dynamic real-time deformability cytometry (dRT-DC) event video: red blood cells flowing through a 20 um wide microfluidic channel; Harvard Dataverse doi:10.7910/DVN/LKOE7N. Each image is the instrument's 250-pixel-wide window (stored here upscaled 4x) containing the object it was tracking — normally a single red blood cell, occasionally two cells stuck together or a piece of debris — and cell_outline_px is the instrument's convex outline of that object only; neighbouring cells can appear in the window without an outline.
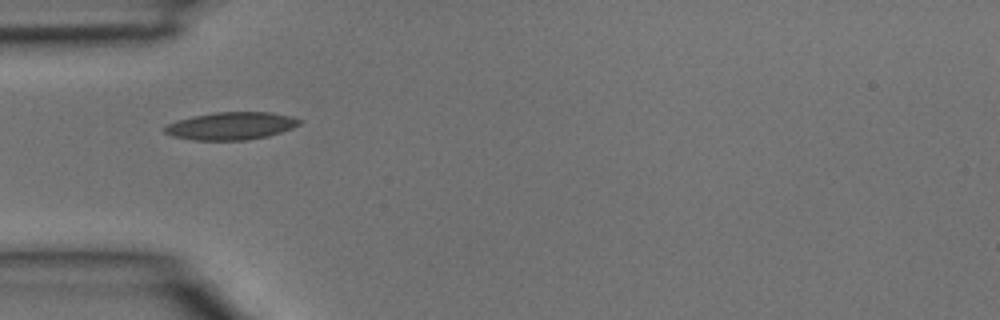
{"species": "common noctule bat (a hibernating species)", "species_latin": "Nyctalus noctula", "temperature_condition": "room temperature", "stored_images_in_passage": 3, "camera_frame_rate_fps": 3000, "um_per_image_px": 0.085, "animal": {"sex": "male", "body_mass_g": 15.6}, "frame": {"image": 1, "passage_image": 1, "time_ms": 0.0, "image_size_px": [1000, 320], "cell_outline_px": [[304, 120], [300, 124], [292, 128], [268, 136], [248, 140], [192, 140], [172, 136], [164, 132], [164, 128], [168, 124], [176, 120], [192, 116], [212, 112], [268, 112], [292, 116]], "centroid_in_image_um": [19.64, 10.7], "position_along_channel_um": 65.4, "area_um2": 21.85}}
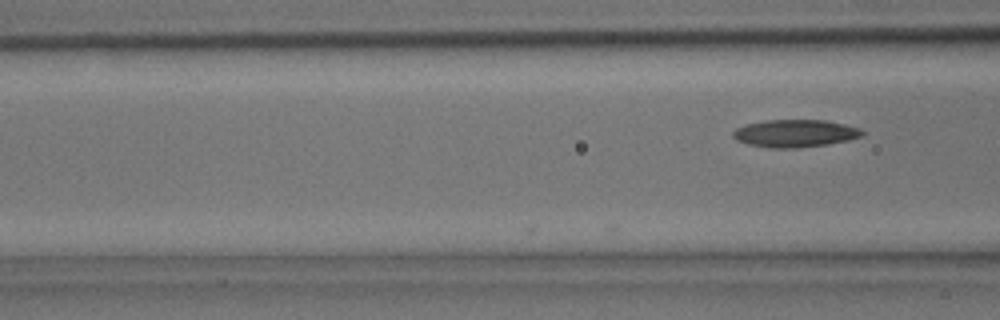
{"frame": {"image": 2, "passage_image": 3, "time_ms": 0.667, "image_size_px": [1000, 320], "cell_outline_px": [[864, 136], [848, 140], [828, 144], [796, 148], [772, 148], [748, 144], [736, 140], [732, 136], [732, 132], [736, 128], [748, 124], [768, 120], [828, 120], [860, 128], [864, 132]], "centroid_in_image_um": [67.6, 11.34], "position_along_channel_um": 99.0, "area_um2": 20.75}}